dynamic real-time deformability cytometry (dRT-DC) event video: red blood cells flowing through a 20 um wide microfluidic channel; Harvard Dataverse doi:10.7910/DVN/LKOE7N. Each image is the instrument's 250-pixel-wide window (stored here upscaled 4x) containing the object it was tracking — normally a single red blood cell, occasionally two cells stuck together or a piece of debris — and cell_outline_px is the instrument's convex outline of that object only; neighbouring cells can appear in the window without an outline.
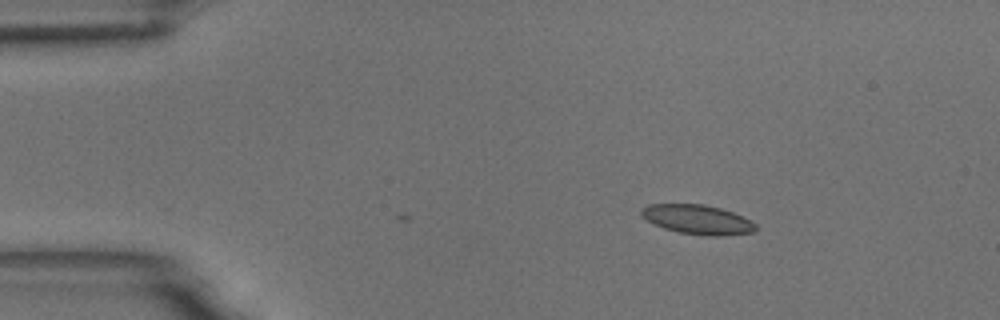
{"species": "common noctule bat (a hibernating species)", "species_latin": "Nyctalus noctula", "temperature_condition": "room temperature", "stored_images_in_passage": 37, "camera_frame_rate_fps": 3000, "um_per_image_px": 0.085, "animal": {"sex": "male", "body_mass_g": 18.8}, "frame": {"image": 1, "passage_image": 1, "time_ms": 0.0, "image_size_px": [1000, 320], "cell_outline_px": [[756, 232], [720, 236], [704, 236], [680, 232], [664, 228], [640, 216], [640, 208], [648, 204], [704, 204], [720, 208], [732, 212], [756, 224]], "centroid_in_image_um": [59.27, 18.66], "position_along_channel_um": 25.7, "area_um2": 19.54}}
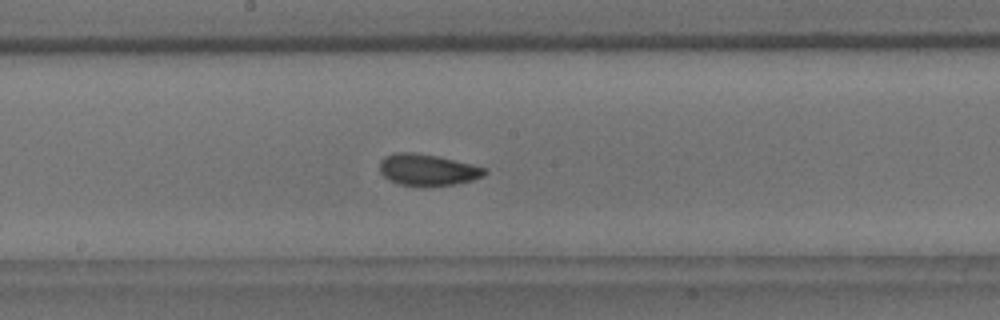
{"frame": {"image": 2, "passage_image": 22, "time_ms": 7.0, "image_size_px": [1000, 320], "cell_outline_px": [[488, 172], [484, 176], [472, 180], [456, 184], [400, 184], [388, 180], [380, 172], [380, 160], [384, 156], [396, 152], [412, 152], [436, 156], [472, 164], [488, 168]], "centroid_in_image_um": [36.36, 14.4], "position_along_channel_um": 211.8, "area_um2": 18.9}}
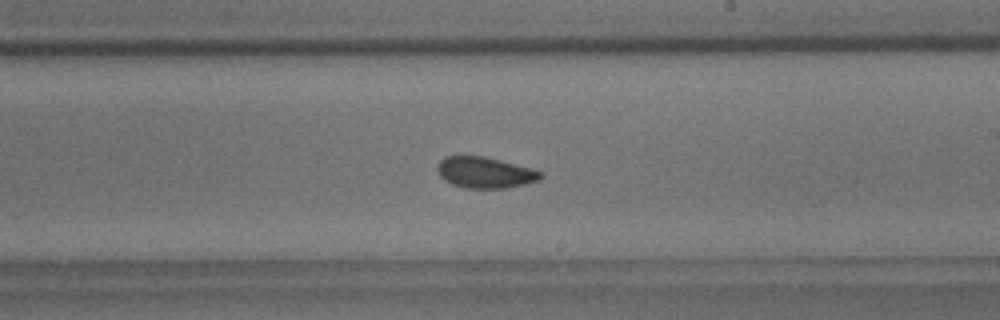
{"frame": {"image": 3, "passage_image": 25, "time_ms": 8.0, "image_size_px": [1000, 320], "cell_outline_px": [[544, 176], [540, 180], [508, 188], [464, 188], [452, 184], [444, 180], [440, 176], [436, 168], [440, 160], [444, 156], [484, 156], [532, 168], [544, 172]], "centroid_in_image_um": [41.24, 14.67], "position_along_channel_um": 247.8, "area_um2": 18.9}, "authors_computed_cell_mechanics": {"area_um2": 19.0162, "velocity_mm_per_s": 3.6083, "shape_relaxation_time_tau1_ms": 4.4234, "shape_relaxation_time_tau2_ms": 1.5961, "deformation_change_tau1": 0.0983, "deformation_change_tau2": 0.0578}}